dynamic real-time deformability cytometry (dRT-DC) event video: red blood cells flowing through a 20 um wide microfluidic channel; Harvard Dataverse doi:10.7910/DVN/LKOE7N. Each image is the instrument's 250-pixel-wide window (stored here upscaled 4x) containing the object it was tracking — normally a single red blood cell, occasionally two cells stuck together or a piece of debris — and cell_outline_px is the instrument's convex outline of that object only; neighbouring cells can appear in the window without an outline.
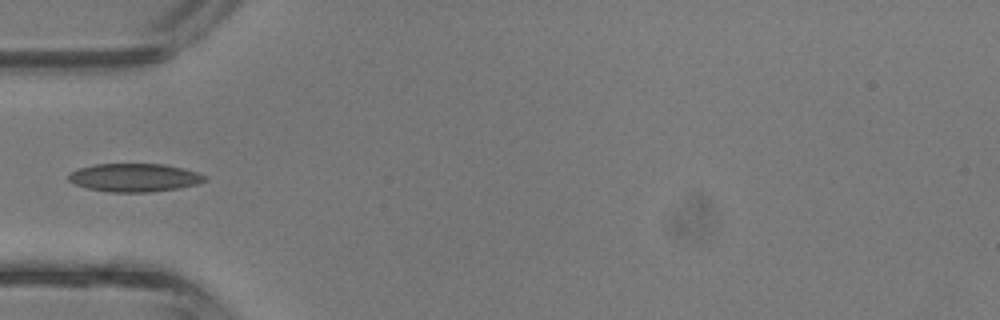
{"species": "common noctule bat (a hibernating species)", "species_latin": "Nyctalus noctula", "temperature_condition": "room temperature", "stored_images_in_passage": 2, "camera_frame_rate_fps": 3000, "um_per_image_px": 0.085, "animal": {"sex": "male", "body_mass_g": 13.3}, "frame": {"image": 1, "passage_image": 2, "time_ms": 0.333, "image_size_px": [1000, 320], "cell_outline_px": [[208, 180], [196, 184], [180, 188], [148, 192], [108, 192], [88, 188], [76, 184], [68, 180], [68, 172], [76, 168], [96, 164], [164, 164], [184, 168], [196, 172], [204, 176]], "centroid_in_image_um": [11.4, 15.09], "position_along_channel_um": 73.6, "area_um2": 22.48}}